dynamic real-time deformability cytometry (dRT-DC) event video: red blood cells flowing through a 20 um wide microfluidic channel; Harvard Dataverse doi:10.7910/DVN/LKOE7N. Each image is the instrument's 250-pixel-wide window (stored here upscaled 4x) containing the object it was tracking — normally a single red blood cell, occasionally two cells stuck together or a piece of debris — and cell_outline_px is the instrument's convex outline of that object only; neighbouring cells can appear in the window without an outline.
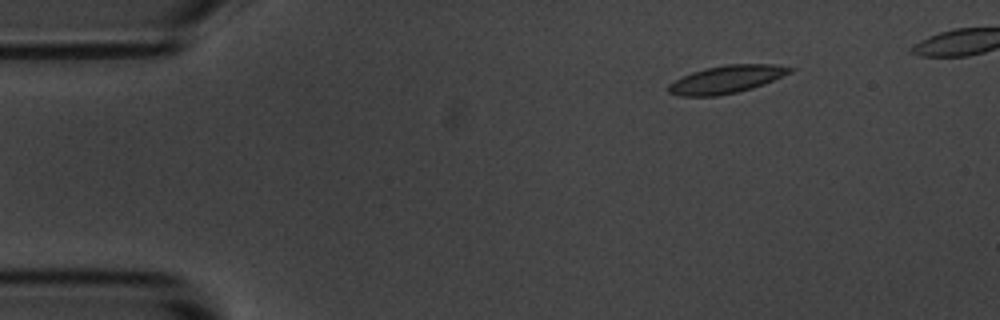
{"species": "common noctule bat (a hibernating species)", "species_latin": "Nyctalus noctula", "temperature_condition": "room temperature", "stored_images_in_passage": 44, "camera_frame_rate_fps": 3000, "um_per_image_px": 0.085, "animal": {"sex": "male", "body_mass_g": 20.1, "forearm_length_mm": 53.5}, "frame": {"image": 1, "passage_image": 1, "time_ms": 0.0, "image_size_px": [1000, 320], "cell_outline_px": [[796, 68], [792, 72], [784, 76], [764, 84], [752, 88], [736, 92], [716, 96], [680, 96], [668, 92], [668, 84], [692, 72], [704, 68], [724, 64], [772, 64]], "centroid_in_image_um": [61.78, 6.74], "position_along_channel_um": 23.2, "area_um2": 19.65}}
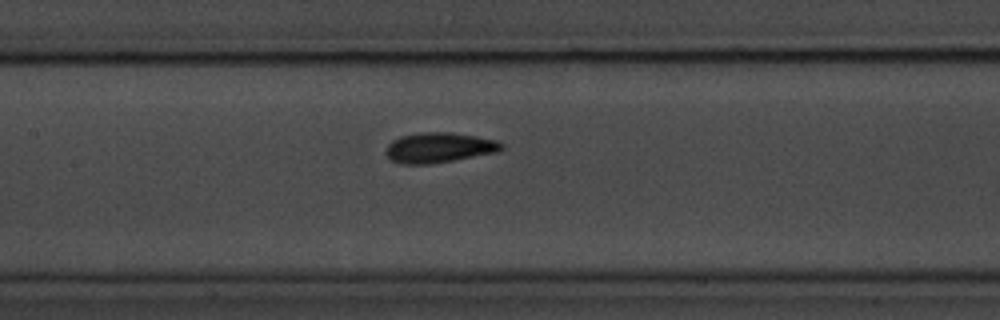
{"frame": {"image": 2, "passage_image": 19, "time_ms": 6.0, "image_size_px": [1000, 320], "cell_outline_px": [[504, 148], [500, 152], [432, 164], [400, 164], [392, 160], [384, 152], [388, 144], [392, 140], [400, 136], [420, 132], [452, 132], [476, 136], [496, 140], [504, 144]], "centroid_in_image_um": [37.34, 12.55], "position_along_channel_um": 170.1, "area_um2": 20.63}}
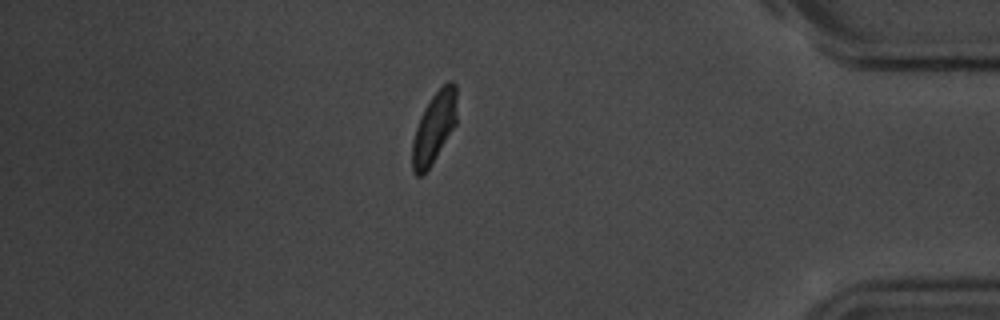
{"frame": {"image": 3, "passage_image": 41, "time_ms": 13.333, "image_size_px": [1000, 320], "cell_outline_px": [[456, 124], [436, 156], [428, 168], [420, 176], [416, 176], [412, 172], [412, 140], [420, 116], [424, 108], [432, 96], [448, 80], [452, 80], [456, 84]], "centroid_in_image_um": [36.89, 10.82], "position_along_channel_um": 398.3, "area_um2": 18.26}}